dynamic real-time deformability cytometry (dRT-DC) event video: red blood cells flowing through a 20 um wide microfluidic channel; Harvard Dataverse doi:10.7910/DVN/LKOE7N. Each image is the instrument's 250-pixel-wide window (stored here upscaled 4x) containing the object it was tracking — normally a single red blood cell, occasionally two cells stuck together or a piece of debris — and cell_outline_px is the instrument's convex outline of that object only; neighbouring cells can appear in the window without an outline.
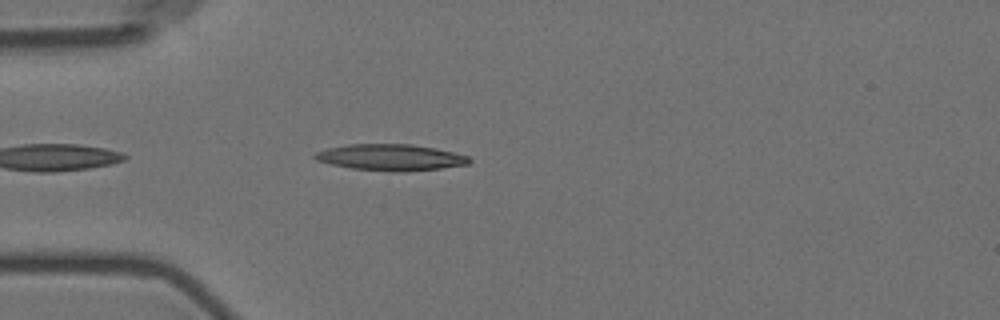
{"species": "Egyptian fruit bat (a non-hibernating species)", "species_latin": "Rousettus aegyptiacus", "temperature_condition": "room temperature", "stored_images_in_passage": 1, "camera_frame_rate_fps": 3000, "um_per_image_px": 0.085, "animal": {"sex": "female"}, "frame": {"image": 1, "passage_image": 1, "time_ms": 0.0, "image_size_px": [1000, 320], "cell_outline_px": [[472, 160], [468, 164], [440, 168], [400, 172], [396, 172], [352, 168], [332, 164], [316, 160], [312, 156], [316, 152], [328, 148], [348, 144], [412, 144], [436, 148], [468, 156]], "centroid_in_image_um": [33.2, 13.37], "position_along_channel_um": 51.8, "area_um2": 23.52}}